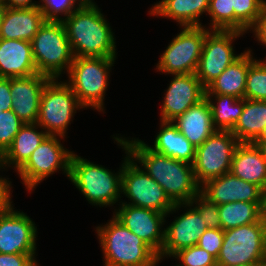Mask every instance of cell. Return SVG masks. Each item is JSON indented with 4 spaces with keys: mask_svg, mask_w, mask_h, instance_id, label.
<instances>
[{
    "mask_svg": "<svg viewBox=\"0 0 266 266\" xmlns=\"http://www.w3.org/2000/svg\"><path fill=\"white\" fill-rule=\"evenodd\" d=\"M253 142H266V126L262 129L260 135Z\"/></svg>",
    "mask_w": 266,
    "mask_h": 266,
    "instance_id": "f6af8a7d",
    "label": "cell"
},
{
    "mask_svg": "<svg viewBox=\"0 0 266 266\" xmlns=\"http://www.w3.org/2000/svg\"><path fill=\"white\" fill-rule=\"evenodd\" d=\"M24 124L12 109L0 112V157L12 145L14 137Z\"/></svg>",
    "mask_w": 266,
    "mask_h": 266,
    "instance_id": "e575fe53",
    "label": "cell"
},
{
    "mask_svg": "<svg viewBox=\"0 0 266 266\" xmlns=\"http://www.w3.org/2000/svg\"><path fill=\"white\" fill-rule=\"evenodd\" d=\"M122 169L123 163L118 173H113L108 168L73 153L69 180L84 195L89 204L109 207L122 198Z\"/></svg>",
    "mask_w": 266,
    "mask_h": 266,
    "instance_id": "277c9868",
    "label": "cell"
},
{
    "mask_svg": "<svg viewBox=\"0 0 266 266\" xmlns=\"http://www.w3.org/2000/svg\"><path fill=\"white\" fill-rule=\"evenodd\" d=\"M165 90L160 121H172L205 97L206 88L196 73L173 75Z\"/></svg>",
    "mask_w": 266,
    "mask_h": 266,
    "instance_id": "e0dca14e",
    "label": "cell"
},
{
    "mask_svg": "<svg viewBox=\"0 0 266 266\" xmlns=\"http://www.w3.org/2000/svg\"><path fill=\"white\" fill-rule=\"evenodd\" d=\"M239 143L231 131L216 130L202 145L196 147L192 166L200 187L207 181L230 172Z\"/></svg>",
    "mask_w": 266,
    "mask_h": 266,
    "instance_id": "7c38bea8",
    "label": "cell"
},
{
    "mask_svg": "<svg viewBox=\"0 0 266 266\" xmlns=\"http://www.w3.org/2000/svg\"><path fill=\"white\" fill-rule=\"evenodd\" d=\"M116 58L75 57L65 82L77 96L80 105L98 112L104 111V99L109 77Z\"/></svg>",
    "mask_w": 266,
    "mask_h": 266,
    "instance_id": "5b68a950",
    "label": "cell"
},
{
    "mask_svg": "<svg viewBox=\"0 0 266 266\" xmlns=\"http://www.w3.org/2000/svg\"><path fill=\"white\" fill-rule=\"evenodd\" d=\"M37 73L30 41L0 38V77H29Z\"/></svg>",
    "mask_w": 266,
    "mask_h": 266,
    "instance_id": "ffe728a7",
    "label": "cell"
},
{
    "mask_svg": "<svg viewBox=\"0 0 266 266\" xmlns=\"http://www.w3.org/2000/svg\"><path fill=\"white\" fill-rule=\"evenodd\" d=\"M266 126V101L244 98V109L231 130L239 142L252 143Z\"/></svg>",
    "mask_w": 266,
    "mask_h": 266,
    "instance_id": "83f0119b",
    "label": "cell"
},
{
    "mask_svg": "<svg viewBox=\"0 0 266 266\" xmlns=\"http://www.w3.org/2000/svg\"><path fill=\"white\" fill-rule=\"evenodd\" d=\"M207 14L211 30H234L233 0H210Z\"/></svg>",
    "mask_w": 266,
    "mask_h": 266,
    "instance_id": "d6a6232c",
    "label": "cell"
},
{
    "mask_svg": "<svg viewBox=\"0 0 266 266\" xmlns=\"http://www.w3.org/2000/svg\"><path fill=\"white\" fill-rule=\"evenodd\" d=\"M37 123H25L14 137L12 145L1 156L3 165L18 171L48 134ZM11 165V166H10Z\"/></svg>",
    "mask_w": 266,
    "mask_h": 266,
    "instance_id": "484cf974",
    "label": "cell"
},
{
    "mask_svg": "<svg viewBox=\"0 0 266 266\" xmlns=\"http://www.w3.org/2000/svg\"><path fill=\"white\" fill-rule=\"evenodd\" d=\"M248 31L253 32L258 43L266 46V3L263 5L255 24Z\"/></svg>",
    "mask_w": 266,
    "mask_h": 266,
    "instance_id": "60d3db41",
    "label": "cell"
},
{
    "mask_svg": "<svg viewBox=\"0 0 266 266\" xmlns=\"http://www.w3.org/2000/svg\"><path fill=\"white\" fill-rule=\"evenodd\" d=\"M210 0H161L150 8L149 14L172 19L185 26H204L200 16L208 13Z\"/></svg>",
    "mask_w": 266,
    "mask_h": 266,
    "instance_id": "d4e9b609",
    "label": "cell"
},
{
    "mask_svg": "<svg viewBox=\"0 0 266 266\" xmlns=\"http://www.w3.org/2000/svg\"><path fill=\"white\" fill-rule=\"evenodd\" d=\"M246 266H266V264H254V265H246Z\"/></svg>",
    "mask_w": 266,
    "mask_h": 266,
    "instance_id": "681fc988",
    "label": "cell"
},
{
    "mask_svg": "<svg viewBox=\"0 0 266 266\" xmlns=\"http://www.w3.org/2000/svg\"><path fill=\"white\" fill-rule=\"evenodd\" d=\"M120 138L130 157L164 189L174 204L188 203L200 193L192 164L157 153L141 139Z\"/></svg>",
    "mask_w": 266,
    "mask_h": 266,
    "instance_id": "6da1fadb",
    "label": "cell"
},
{
    "mask_svg": "<svg viewBox=\"0 0 266 266\" xmlns=\"http://www.w3.org/2000/svg\"><path fill=\"white\" fill-rule=\"evenodd\" d=\"M200 193L210 202L221 205L230 202L264 203V190L234 176L231 172L207 181Z\"/></svg>",
    "mask_w": 266,
    "mask_h": 266,
    "instance_id": "ac0fdd59",
    "label": "cell"
},
{
    "mask_svg": "<svg viewBox=\"0 0 266 266\" xmlns=\"http://www.w3.org/2000/svg\"><path fill=\"white\" fill-rule=\"evenodd\" d=\"M264 203L230 202L219 205L221 229H233L258 222L263 217Z\"/></svg>",
    "mask_w": 266,
    "mask_h": 266,
    "instance_id": "f546056e",
    "label": "cell"
},
{
    "mask_svg": "<svg viewBox=\"0 0 266 266\" xmlns=\"http://www.w3.org/2000/svg\"><path fill=\"white\" fill-rule=\"evenodd\" d=\"M113 138L126 153L123 160L121 194L130 202L119 203L151 209L168 217L175 204L168 198L164 189L130 157L123 140L118 135Z\"/></svg>",
    "mask_w": 266,
    "mask_h": 266,
    "instance_id": "ba28073f",
    "label": "cell"
},
{
    "mask_svg": "<svg viewBox=\"0 0 266 266\" xmlns=\"http://www.w3.org/2000/svg\"><path fill=\"white\" fill-rule=\"evenodd\" d=\"M38 4V1L32 0H2V5L8 8H33L38 7Z\"/></svg>",
    "mask_w": 266,
    "mask_h": 266,
    "instance_id": "7bdbcfd3",
    "label": "cell"
},
{
    "mask_svg": "<svg viewBox=\"0 0 266 266\" xmlns=\"http://www.w3.org/2000/svg\"><path fill=\"white\" fill-rule=\"evenodd\" d=\"M252 143L259 148L263 157L266 159V142H252Z\"/></svg>",
    "mask_w": 266,
    "mask_h": 266,
    "instance_id": "ee69618b",
    "label": "cell"
},
{
    "mask_svg": "<svg viewBox=\"0 0 266 266\" xmlns=\"http://www.w3.org/2000/svg\"><path fill=\"white\" fill-rule=\"evenodd\" d=\"M86 1L87 0H40L38 7L43 13L45 21H62L81 7Z\"/></svg>",
    "mask_w": 266,
    "mask_h": 266,
    "instance_id": "836d02e7",
    "label": "cell"
},
{
    "mask_svg": "<svg viewBox=\"0 0 266 266\" xmlns=\"http://www.w3.org/2000/svg\"><path fill=\"white\" fill-rule=\"evenodd\" d=\"M263 217L266 218V189L264 190Z\"/></svg>",
    "mask_w": 266,
    "mask_h": 266,
    "instance_id": "bcb514c9",
    "label": "cell"
},
{
    "mask_svg": "<svg viewBox=\"0 0 266 266\" xmlns=\"http://www.w3.org/2000/svg\"><path fill=\"white\" fill-rule=\"evenodd\" d=\"M1 169H6L5 166L2 163L1 157H0V171ZM1 176V175H0ZM12 182L9 181V178L0 177V211L8 208L12 204Z\"/></svg>",
    "mask_w": 266,
    "mask_h": 266,
    "instance_id": "ab89813d",
    "label": "cell"
},
{
    "mask_svg": "<svg viewBox=\"0 0 266 266\" xmlns=\"http://www.w3.org/2000/svg\"><path fill=\"white\" fill-rule=\"evenodd\" d=\"M32 55L38 73L51 79L68 73L74 56L61 21H45L31 41Z\"/></svg>",
    "mask_w": 266,
    "mask_h": 266,
    "instance_id": "8992f818",
    "label": "cell"
},
{
    "mask_svg": "<svg viewBox=\"0 0 266 266\" xmlns=\"http://www.w3.org/2000/svg\"><path fill=\"white\" fill-rule=\"evenodd\" d=\"M205 26H185L160 55L156 70L165 75L196 73L206 34Z\"/></svg>",
    "mask_w": 266,
    "mask_h": 266,
    "instance_id": "30bf717a",
    "label": "cell"
},
{
    "mask_svg": "<svg viewBox=\"0 0 266 266\" xmlns=\"http://www.w3.org/2000/svg\"><path fill=\"white\" fill-rule=\"evenodd\" d=\"M45 22L39 7L3 8L0 20V38L32 41Z\"/></svg>",
    "mask_w": 266,
    "mask_h": 266,
    "instance_id": "44dd1931",
    "label": "cell"
},
{
    "mask_svg": "<svg viewBox=\"0 0 266 266\" xmlns=\"http://www.w3.org/2000/svg\"><path fill=\"white\" fill-rule=\"evenodd\" d=\"M30 266H39L38 261L35 260Z\"/></svg>",
    "mask_w": 266,
    "mask_h": 266,
    "instance_id": "c3c4849f",
    "label": "cell"
},
{
    "mask_svg": "<svg viewBox=\"0 0 266 266\" xmlns=\"http://www.w3.org/2000/svg\"><path fill=\"white\" fill-rule=\"evenodd\" d=\"M13 205L0 211V253L36 254L37 226Z\"/></svg>",
    "mask_w": 266,
    "mask_h": 266,
    "instance_id": "9a60e30c",
    "label": "cell"
},
{
    "mask_svg": "<svg viewBox=\"0 0 266 266\" xmlns=\"http://www.w3.org/2000/svg\"><path fill=\"white\" fill-rule=\"evenodd\" d=\"M205 97L211 108L213 127L216 130L231 131L243 112L244 98L222 94H205Z\"/></svg>",
    "mask_w": 266,
    "mask_h": 266,
    "instance_id": "f1b7e54d",
    "label": "cell"
},
{
    "mask_svg": "<svg viewBox=\"0 0 266 266\" xmlns=\"http://www.w3.org/2000/svg\"><path fill=\"white\" fill-rule=\"evenodd\" d=\"M266 0H233L234 30L247 33L255 24Z\"/></svg>",
    "mask_w": 266,
    "mask_h": 266,
    "instance_id": "4dcf8cb0",
    "label": "cell"
},
{
    "mask_svg": "<svg viewBox=\"0 0 266 266\" xmlns=\"http://www.w3.org/2000/svg\"><path fill=\"white\" fill-rule=\"evenodd\" d=\"M50 79L40 73L10 78L12 110L23 123H36L43 88Z\"/></svg>",
    "mask_w": 266,
    "mask_h": 266,
    "instance_id": "d6986e66",
    "label": "cell"
},
{
    "mask_svg": "<svg viewBox=\"0 0 266 266\" xmlns=\"http://www.w3.org/2000/svg\"><path fill=\"white\" fill-rule=\"evenodd\" d=\"M60 138V139H59ZM65 137L48 135L31 154L27 162L17 171L22 184L30 193L57 170L70 175V161L74 151L64 148L61 139Z\"/></svg>",
    "mask_w": 266,
    "mask_h": 266,
    "instance_id": "8fae6325",
    "label": "cell"
},
{
    "mask_svg": "<svg viewBox=\"0 0 266 266\" xmlns=\"http://www.w3.org/2000/svg\"><path fill=\"white\" fill-rule=\"evenodd\" d=\"M252 53V54H251ZM250 49L230 64L205 90V94L231 95L238 99L244 98L246 78L249 65L256 59Z\"/></svg>",
    "mask_w": 266,
    "mask_h": 266,
    "instance_id": "cb8c5ba5",
    "label": "cell"
},
{
    "mask_svg": "<svg viewBox=\"0 0 266 266\" xmlns=\"http://www.w3.org/2000/svg\"><path fill=\"white\" fill-rule=\"evenodd\" d=\"M59 79H50L40 100L36 123L48 134L65 137L76 111L83 107L71 87Z\"/></svg>",
    "mask_w": 266,
    "mask_h": 266,
    "instance_id": "9c48e42d",
    "label": "cell"
},
{
    "mask_svg": "<svg viewBox=\"0 0 266 266\" xmlns=\"http://www.w3.org/2000/svg\"><path fill=\"white\" fill-rule=\"evenodd\" d=\"M104 266H158V254L114 216L96 227Z\"/></svg>",
    "mask_w": 266,
    "mask_h": 266,
    "instance_id": "3957f363",
    "label": "cell"
},
{
    "mask_svg": "<svg viewBox=\"0 0 266 266\" xmlns=\"http://www.w3.org/2000/svg\"><path fill=\"white\" fill-rule=\"evenodd\" d=\"M119 205L113 216L159 254L165 241L166 214L125 203Z\"/></svg>",
    "mask_w": 266,
    "mask_h": 266,
    "instance_id": "2e32d148",
    "label": "cell"
},
{
    "mask_svg": "<svg viewBox=\"0 0 266 266\" xmlns=\"http://www.w3.org/2000/svg\"><path fill=\"white\" fill-rule=\"evenodd\" d=\"M217 266L266 264V218L224 230Z\"/></svg>",
    "mask_w": 266,
    "mask_h": 266,
    "instance_id": "52a82bcc",
    "label": "cell"
},
{
    "mask_svg": "<svg viewBox=\"0 0 266 266\" xmlns=\"http://www.w3.org/2000/svg\"><path fill=\"white\" fill-rule=\"evenodd\" d=\"M105 17L93 0H87L61 21L66 29L74 58H116V39Z\"/></svg>",
    "mask_w": 266,
    "mask_h": 266,
    "instance_id": "7a4b0ae2",
    "label": "cell"
},
{
    "mask_svg": "<svg viewBox=\"0 0 266 266\" xmlns=\"http://www.w3.org/2000/svg\"><path fill=\"white\" fill-rule=\"evenodd\" d=\"M223 239V229L208 228L199 238L197 245L209 252L217 259L221 246L223 244Z\"/></svg>",
    "mask_w": 266,
    "mask_h": 266,
    "instance_id": "74e56055",
    "label": "cell"
},
{
    "mask_svg": "<svg viewBox=\"0 0 266 266\" xmlns=\"http://www.w3.org/2000/svg\"><path fill=\"white\" fill-rule=\"evenodd\" d=\"M230 172L244 181L266 189V159L253 143L240 142L235 149Z\"/></svg>",
    "mask_w": 266,
    "mask_h": 266,
    "instance_id": "603a6c76",
    "label": "cell"
},
{
    "mask_svg": "<svg viewBox=\"0 0 266 266\" xmlns=\"http://www.w3.org/2000/svg\"><path fill=\"white\" fill-rule=\"evenodd\" d=\"M171 122L195 148L202 145L216 131L206 97Z\"/></svg>",
    "mask_w": 266,
    "mask_h": 266,
    "instance_id": "7402d4cb",
    "label": "cell"
},
{
    "mask_svg": "<svg viewBox=\"0 0 266 266\" xmlns=\"http://www.w3.org/2000/svg\"><path fill=\"white\" fill-rule=\"evenodd\" d=\"M36 254H1L0 266H30L36 259Z\"/></svg>",
    "mask_w": 266,
    "mask_h": 266,
    "instance_id": "f35d334b",
    "label": "cell"
},
{
    "mask_svg": "<svg viewBox=\"0 0 266 266\" xmlns=\"http://www.w3.org/2000/svg\"><path fill=\"white\" fill-rule=\"evenodd\" d=\"M244 98L266 101V60L255 59L249 65Z\"/></svg>",
    "mask_w": 266,
    "mask_h": 266,
    "instance_id": "1f68e13d",
    "label": "cell"
},
{
    "mask_svg": "<svg viewBox=\"0 0 266 266\" xmlns=\"http://www.w3.org/2000/svg\"><path fill=\"white\" fill-rule=\"evenodd\" d=\"M12 109V95L10 94V78L0 77V112Z\"/></svg>",
    "mask_w": 266,
    "mask_h": 266,
    "instance_id": "b9f144b4",
    "label": "cell"
},
{
    "mask_svg": "<svg viewBox=\"0 0 266 266\" xmlns=\"http://www.w3.org/2000/svg\"><path fill=\"white\" fill-rule=\"evenodd\" d=\"M160 131L155 136L153 151L178 161L193 164L196 148L178 131L171 121H160Z\"/></svg>",
    "mask_w": 266,
    "mask_h": 266,
    "instance_id": "4316f807",
    "label": "cell"
},
{
    "mask_svg": "<svg viewBox=\"0 0 266 266\" xmlns=\"http://www.w3.org/2000/svg\"><path fill=\"white\" fill-rule=\"evenodd\" d=\"M190 203L198 210L208 228L221 229L219 205L210 202L201 193L196 195Z\"/></svg>",
    "mask_w": 266,
    "mask_h": 266,
    "instance_id": "8d00e7d4",
    "label": "cell"
},
{
    "mask_svg": "<svg viewBox=\"0 0 266 266\" xmlns=\"http://www.w3.org/2000/svg\"><path fill=\"white\" fill-rule=\"evenodd\" d=\"M3 8H4V6L0 5V20H1L2 13H3Z\"/></svg>",
    "mask_w": 266,
    "mask_h": 266,
    "instance_id": "7dc6e473",
    "label": "cell"
},
{
    "mask_svg": "<svg viewBox=\"0 0 266 266\" xmlns=\"http://www.w3.org/2000/svg\"><path fill=\"white\" fill-rule=\"evenodd\" d=\"M184 213L177 216L171 224L165 228V241L158 254L159 261L173 257L180 250L197 245L199 238L208 227L200 216L198 210L190 203L175 204L169 214L176 213L181 208ZM190 208V209H189Z\"/></svg>",
    "mask_w": 266,
    "mask_h": 266,
    "instance_id": "5bb4252c",
    "label": "cell"
},
{
    "mask_svg": "<svg viewBox=\"0 0 266 266\" xmlns=\"http://www.w3.org/2000/svg\"><path fill=\"white\" fill-rule=\"evenodd\" d=\"M173 258L179 266H217L216 258L198 245L180 250Z\"/></svg>",
    "mask_w": 266,
    "mask_h": 266,
    "instance_id": "d590c367",
    "label": "cell"
},
{
    "mask_svg": "<svg viewBox=\"0 0 266 266\" xmlns=\"http://www.w3.org/2000/svg\"><path fill=\"white\" fill-rule=\"evenodd\" d=\"M244 34L236 30H210L206 34L196 71L205 88L241 56L234 53L232 42Z\"/></svg>",
    "mask_w": 266,
    "mask_h": 266,
    "instance_id": "4fadbf2b",
    "label": "cell"
}]
</instances>
